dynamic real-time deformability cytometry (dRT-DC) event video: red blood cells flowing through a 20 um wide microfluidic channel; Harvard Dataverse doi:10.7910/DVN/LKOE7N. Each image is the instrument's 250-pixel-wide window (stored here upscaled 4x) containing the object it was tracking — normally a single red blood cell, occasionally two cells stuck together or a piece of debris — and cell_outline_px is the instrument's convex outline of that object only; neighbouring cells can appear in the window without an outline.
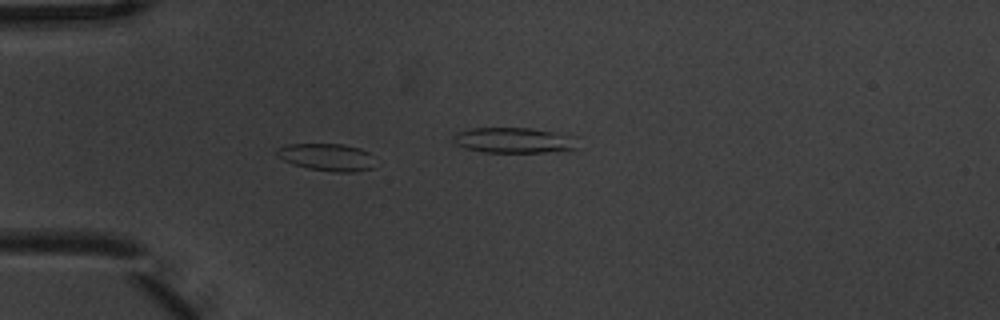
{"species": "common noctule bat (a hibernating species)", "species_latin": "Nyctalus noctula", "temperature_condition": "warm", "stored_images_in_passage": 4, "camera_frame_rate_fps": 3000, "um_per_image_px": 0.085, "animal": {"sex": "male", "body_mass_g": 20.1, "forearm_length_mm": 53.5}, "frame": {"image": 1, "passage_image": 4, "time_ms": 1.0, "image_size_px": [1000, 320], "cell_outline_px": [[372, 168], [352, 172], [336, 172], [308, 168], [292, 164], [276, 156], [276, 148], [288, 144], [344, 144], [360, 148], [368, 152]], "centroid_in_image_um": [27.7, 13.34], "position_along_channel_um": 57.3, "area_um2": 15.43}}